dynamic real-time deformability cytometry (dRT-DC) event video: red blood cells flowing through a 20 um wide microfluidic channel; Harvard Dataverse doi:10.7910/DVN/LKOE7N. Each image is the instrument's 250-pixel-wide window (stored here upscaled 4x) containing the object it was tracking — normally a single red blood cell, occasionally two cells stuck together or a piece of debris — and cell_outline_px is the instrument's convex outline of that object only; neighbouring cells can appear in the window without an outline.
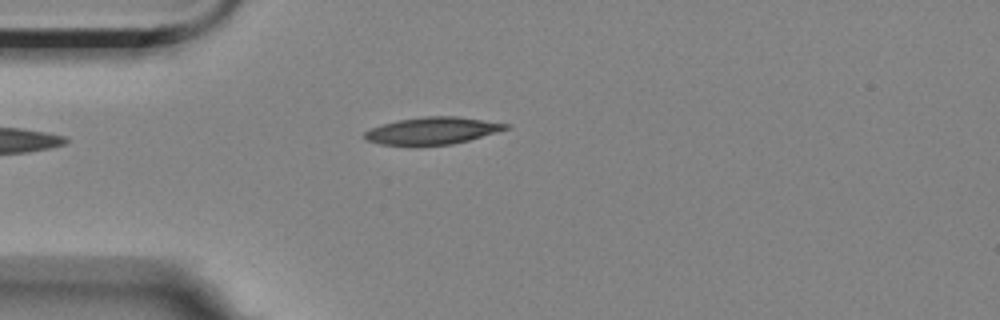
{"species": "Egyptian fruit bat (a non-hibernating species)", "species_latin": "Rousettus aegyptiacus", "temperature_condition": "room temperature", "stored_images_in_passage": 5, "camera_frame_rate_fps": 3000, "um_per_image_px": 0.085, "animal": {"sex": "female"}, "frame": {"image": 1, "passage_image": 5, "time_ms": 4.667, "image_size_px": [1000, 320], "cell_outline_px": [[508, 128], [496, 132], [468, 140], [452, 144], [420, 148], [416, 148], [380, 144], [364, 140], [364, 132], [372, 128], [396, 120], [424, 116], [456, 116], [508, 124]], "centroid_in_image_um": [36.65, 11.15], "position_along_channel_um": 48.4, "area_um2": 22.83}}